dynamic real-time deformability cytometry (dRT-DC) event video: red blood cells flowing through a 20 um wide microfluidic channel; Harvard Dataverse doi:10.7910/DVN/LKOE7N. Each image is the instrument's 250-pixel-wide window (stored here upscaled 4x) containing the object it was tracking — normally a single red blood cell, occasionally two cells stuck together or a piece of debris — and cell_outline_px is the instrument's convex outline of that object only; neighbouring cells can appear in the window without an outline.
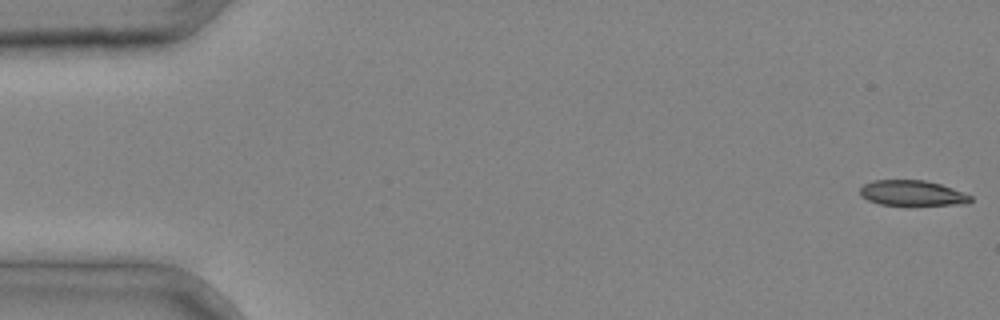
{"species": "common noctule bat (a hibernating species)", "species_latin": "Nyctalus noctula", "temperature_condition": "cold", "stored_images_in_passage": 4, "camera_frame_rate_fps": 3000, "um_per_image_px": 0.085, "animal": {"sex": "male", "body_mass_g": 20.4}, "frame": {"image": 1, "passage_image": 1, "time_ms": 0.0, "image_size_px": [1000, 320], "cell_outline_px": [[972, 200], [968, 204], [908, 208], [880, 204], [868, 200], [860, 196], [860, 188], [864, 184], [872, 180], [924, 180], [940, 184], [952, 188], [972, 196]], "centroid_in_image_um": [77.56, 16.47], "position_along_channel_um": 7.4, "area_um2": 17.34}}
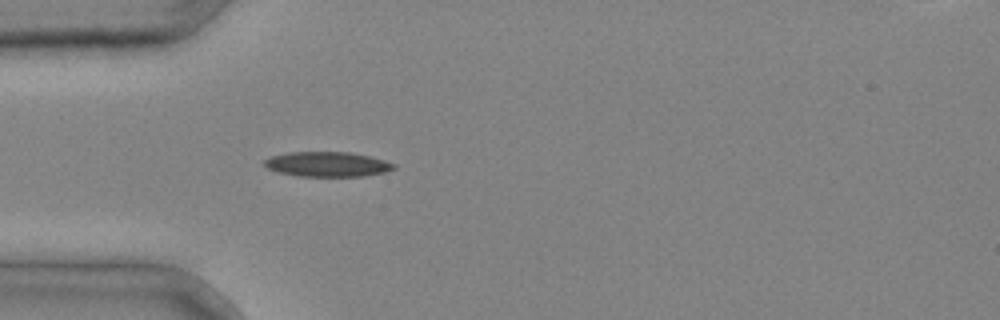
{"frame": {"image": 2, "passage_image": 4, "time_ms": 1.0, "image_size_px": [1000, 320], "cell_outline_px": [[396, 168], [384, 172], [364, 176], [300, 176], [276, 172], [268, 168], [264, 164], [264, 160], [272, 156], [288, 152], [348, 152], [368, 156], [396, 164]], "centroid_in_image_um": [27.81, 13.96], "position_along_channel_um": 57.2, "area_um2": 18.61}}